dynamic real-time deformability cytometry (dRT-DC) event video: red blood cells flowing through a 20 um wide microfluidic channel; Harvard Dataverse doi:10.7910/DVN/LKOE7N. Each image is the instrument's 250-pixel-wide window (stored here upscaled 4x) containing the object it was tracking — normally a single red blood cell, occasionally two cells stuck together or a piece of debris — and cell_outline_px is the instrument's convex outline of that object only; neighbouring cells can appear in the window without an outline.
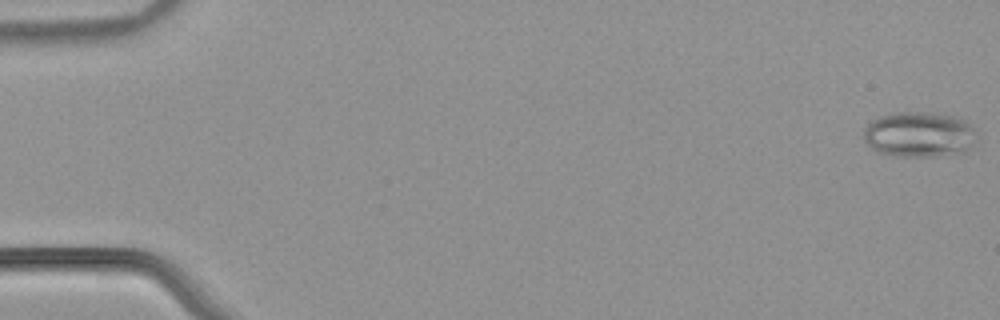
{"species": "common noctule bat (a hibernating species)", "species_latin": "Nyctalus noctula", "temperature_condition": "warm", "stored_images_in_passage": 53, "camera_frame_rate_fps": 3000, "um_per_image_px": 0.085, "animal": {"sex": "male", "body_mass_g": 21.5, "forearm_length_mm": 52.0}, "frame": {"image": 1, "passage_image": 1, "time_ms": 0.0, "image_size_px": [1000, 320], "cell_outline_px": [[976, 144], [972, 148], [964, 152], [940, 156], [892, 156], [876, 152], [864, 140], [864, 128], [872, 120], [880, 116], [900, 112], [928, 112], [952, 116], [964, 120], [972, 128], [976, 140]], "centroid_in_image_um": [78.12, 11.45], "position_along_channel_um": 6.9, "area_um2": 30.0}}
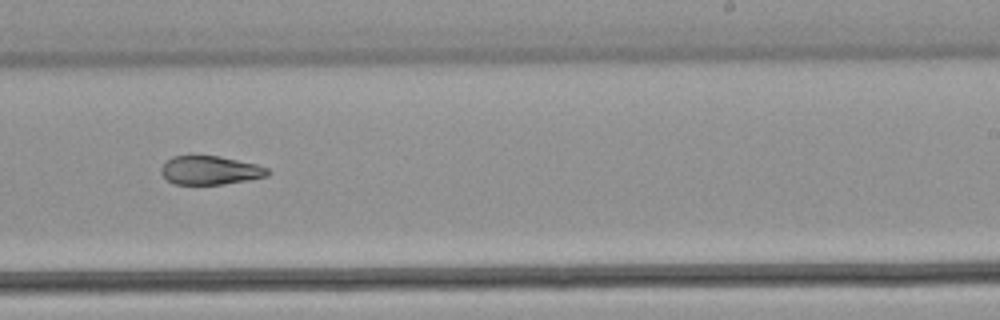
{"frame": {"image": 2, "passage_image": 34, "time_ms": 11.0, "image_size_px": [1000, 320], "cell_outline_px": [[272, 172], [268, 176], [248, 180], [224, 184], [176, 184], [168, 180], [160, 172], [160, 168], [172, 156], [188, 152], [192, 152], [220, 156], [256, 164], [268, 168]], "centroid_in_image_um": [17.84, 14.42], "position_along_channel_um": 271.2, "area_um2": 18.5}}
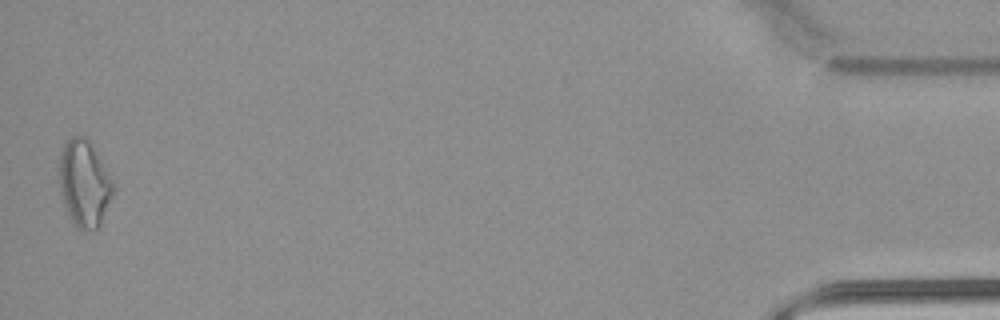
{"frame": {"image": 3, "passage_image": 53, "time_ms": 17.333, "image_size_px": [1000, 320], "cell_outline_px": [[112, 192], [100, 224], [96, 228], [84, 232], [72, 220], [64, 204], [60, 192], [56, 172], [60, 152], [64, 144], [72, 136], [84, 136], [88, 140], [100, 160], [112, 184]], "centroid_in_image_um": [7.07, 15.57], "position_along_channel_um": 428.1, "area_um2": 26.59}, "authors_computed_cell_mechanics": {"area_um2": 21.2704, "velocity_mm_per_s": 3.9027, "shape_relaxation_time_tau1_ms": null, "shape_relaxation_time_tau2_ms": 5.8015, "deformation_change_tau1": null, "deformation_change_tau2": 0.1367}}